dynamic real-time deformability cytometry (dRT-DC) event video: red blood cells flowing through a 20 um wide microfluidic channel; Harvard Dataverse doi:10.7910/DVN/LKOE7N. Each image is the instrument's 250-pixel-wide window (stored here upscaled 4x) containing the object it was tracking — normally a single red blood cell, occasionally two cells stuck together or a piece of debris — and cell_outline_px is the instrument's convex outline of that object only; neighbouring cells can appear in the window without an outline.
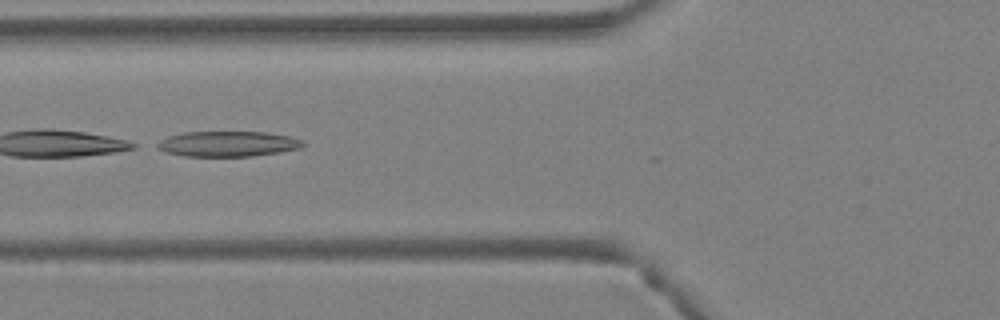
{"species": "Egyptian fruit bat (a non-hibernating species)", "species_latin": "Rousettus aegyptiacus", "temperature_condition": "warm", "stored_images_in_passage": 5, "camera_frame_rate_fps": 3000, "um_per_image_px": 0.085, "animal": {"sex": "female"}, "frame": {"image": 1, "passage_image": 5, "time_ms": 1.333, "image_size_px": [1000, 320], "cell_outline_px": [[304, 144], [300, 148], [280, 152], [252, 156], [184, 156], [164, 152], [152, 144], [168, 136], [184, 132], [264, 132], [288, 136], [300, 140]], "centroid_in_image_um": [19.28, 12.23], "position_along_channel_um": 106.5, "area_um2": 21.5}}